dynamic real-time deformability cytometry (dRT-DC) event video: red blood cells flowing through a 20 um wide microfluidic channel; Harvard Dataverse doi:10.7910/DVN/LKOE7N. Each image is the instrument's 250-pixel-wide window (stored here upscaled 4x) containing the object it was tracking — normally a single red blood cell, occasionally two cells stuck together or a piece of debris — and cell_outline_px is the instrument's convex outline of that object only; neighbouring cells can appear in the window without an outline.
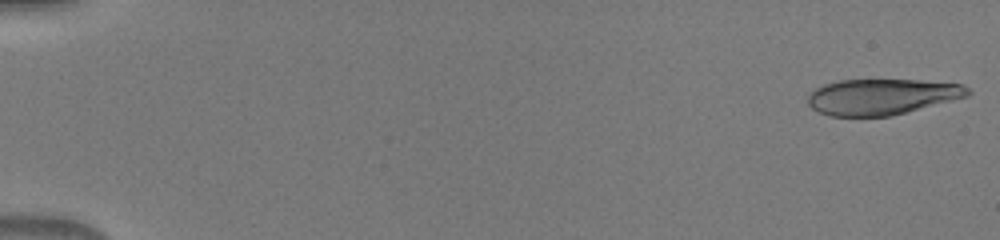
{"species": "human", "species_latin": "Homo sapiens", "temperature_condition": "warm", "stored_images_in_passage": 49, "camera_frame_rate_fps": 3000, "um_per_image_px": 0.085, "donor": {"sex": "male"}, "frame": {"image": 1, "passage_image": 1, "time_ms": 0.0, "image_size_px": [1000, 240], "cell_outline_px": [[972, 92], [968, 96], [892, 116], [828, 116], [812, 108], [808, 104], [808, 96], [816, 88], [824, 84], [840, 80], [920, 80], [960, 84], [968, 88]], "centroid_in_image_um": [74.96, 8.22], "position_along_channel_um": 10.0, "area_um2": 33.29}}
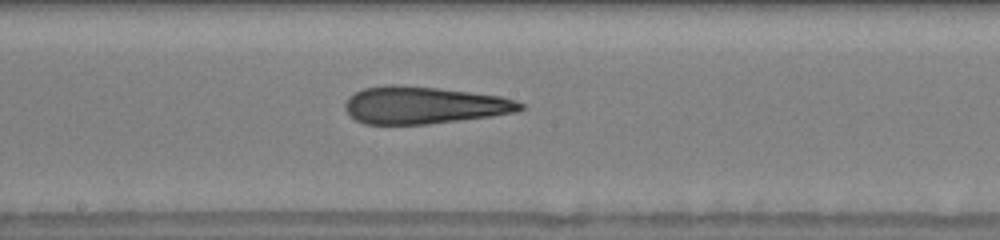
{"frame": {"image": 2, "passage_image": 28, "time_ms": 9.0, "image_size_px": [1000, 240], "cell_outline_px": [[524, 108], [516, 112], [492, 116], [428, 124], [364, 124], [356, 120], [344, 108], [344, 104], [348, 96], [364, 88], [388, 84], [400, 84], [440, 88], [500, 96], [516, 100], [524, 104]], "centroid_in_image_um": [36.02, 8.93], "position_along_channel_um": 212.2, "area_um2": 38.21}}
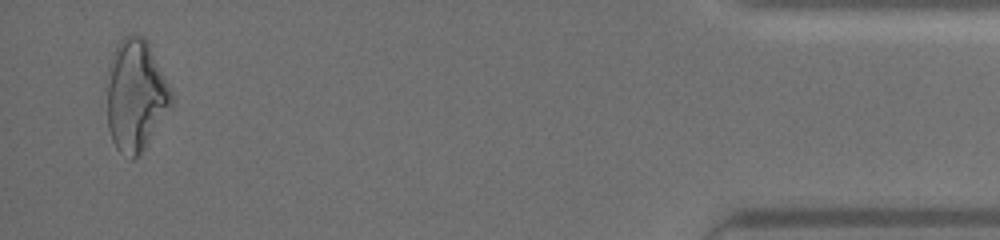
{"frame": {"image": 3, "passage_image": 48, "time_ms": 15.667, "image_size_px": [1000, 240], "cell_outline_px": [[172, 104], [140, 156], [132, 160], [120, 152], [116, 148], [112, 140], [108, 128], [104, 76], [112, 52], [120, 40], [124, 36], [132, 32], [140, 36], [148, 44], [172, 92]], "centroid_in_image_um": [11.45, 8.12], "position_along_channel_um": 423.7, "area_um2": 42.54}}